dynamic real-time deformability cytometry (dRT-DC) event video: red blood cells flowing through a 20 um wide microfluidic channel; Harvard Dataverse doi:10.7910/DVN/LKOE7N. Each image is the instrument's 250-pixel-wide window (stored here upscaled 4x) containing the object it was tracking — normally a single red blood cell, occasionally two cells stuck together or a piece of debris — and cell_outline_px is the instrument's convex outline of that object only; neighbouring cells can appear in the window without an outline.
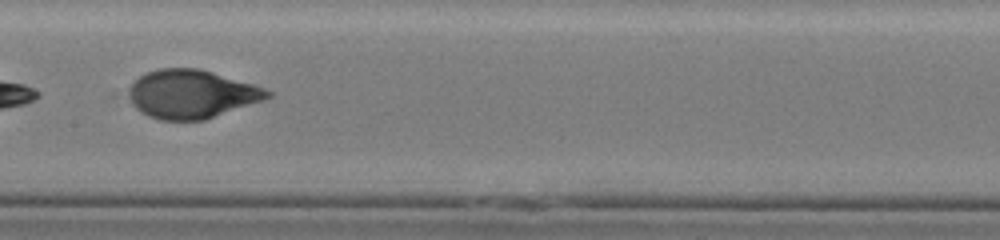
{"species": "human", "species_latin": "Homo sapiens", "temperature_condition": "cold", "stored_images_in_passage": 31, "camera_frame_rate_fps": 3000, "um_per_image_px": 0.085, "donor": {"sex": "male"}, "frame": {"image": 1, "passage_image": 28, "time_ms": 9.0, "image_size_px": [1000, 240], "cell_outline_px": [[272, 96], [264, 100], [204, 120], [160, 120], [148, 116], [140, 112], [132, 104], [128, 96], [128, 88], [140, 76], [148, 72], [160, 68], [200, 68], [252, 84], [264, 88], [272, 92]], "centroid_in_image_um": [16.27, 8.0], "position_along_channel_um": 191.1, "area_um2": 39.13}}